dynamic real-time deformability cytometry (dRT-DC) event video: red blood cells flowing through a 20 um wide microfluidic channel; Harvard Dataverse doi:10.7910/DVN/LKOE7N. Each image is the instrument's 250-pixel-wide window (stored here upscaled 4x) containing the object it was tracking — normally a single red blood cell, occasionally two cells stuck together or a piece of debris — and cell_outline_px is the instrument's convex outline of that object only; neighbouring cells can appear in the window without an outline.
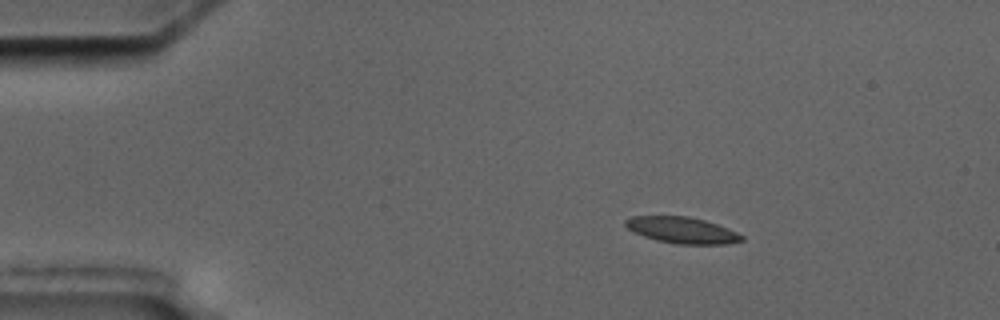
{"species": "common noctule bat (a hibernating species)", "species_latin": "Nyctalus noctula", "temperature_condition": "cold", "stored_images_in_passage": 8, "camera_frame_rate_fps": 3000, "um_per_image_px": 0.085, "animal": {"sex": "male", "body_mass_g": 17.5, "forearm_length_mm": 52.3}, "frame": {"image": 1, "passage_image": 2, "time_ms": 1.333, "image_size_px": [1000, 320], "cell_outline_px": [[744, 240], [728, 244], [680, 244], [656, 240], [644, 236], [628, 228], [624, 224], [624, 220], [632, 216], [688, 216], [704, 220], [728, 228], [744, 236]], "centroid_in_image_um": [57.99, 19.56], "position_along_channel_um": 27.0, "area_um2": 17.69}}
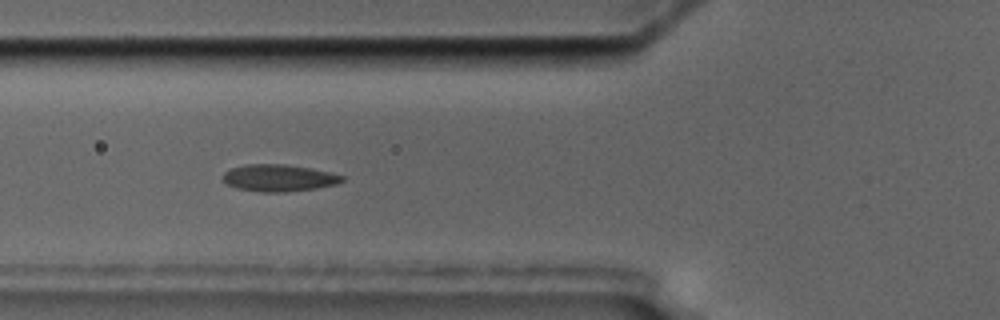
{"frame": {"image": 2, "passage_image": 5, "time_ms": 5.333, "image_size_px": [1000, 320], "cell_outline_px": [[344, 180], [336, 184], [316, 188], [288, 192], [260, 192], [236, 188], [228, 184], [224, 180], [224, 172], [232, 168], [244, 164], [284, 164], [312, 168], [332, 172], [344, 176]], "centroid_in_image_um": [23.73, 15.12], "position_along_channel_um": 102.1, "area_um2": 18.79}}
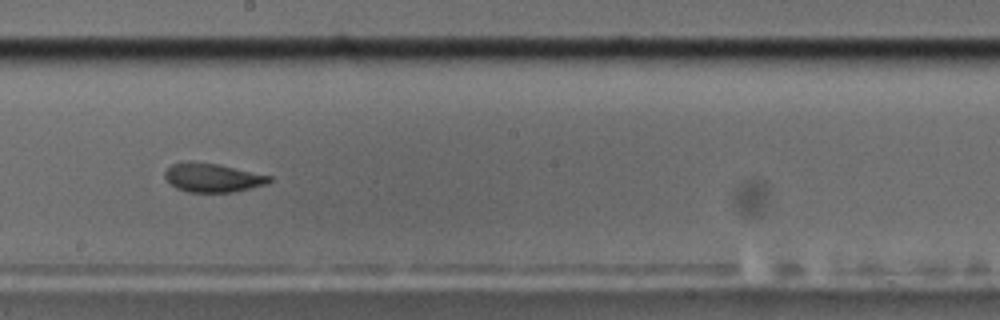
{"frame": {"image": 3, "passage_image": 8, "time_ms": 9.0, "image_size_px": [1000, 320], "cell_outline_px": [[272, 180], [268, 184], [232, 192], [188, 192], [176, 188], [164, 176], [164, 172], [172, 164], [188, 160], [216, 164], [272, 176]], "centroid_in_image_um": [18.06, 15.1], "position_along_channel_um": 230.1, "area_um2": 17.46}}